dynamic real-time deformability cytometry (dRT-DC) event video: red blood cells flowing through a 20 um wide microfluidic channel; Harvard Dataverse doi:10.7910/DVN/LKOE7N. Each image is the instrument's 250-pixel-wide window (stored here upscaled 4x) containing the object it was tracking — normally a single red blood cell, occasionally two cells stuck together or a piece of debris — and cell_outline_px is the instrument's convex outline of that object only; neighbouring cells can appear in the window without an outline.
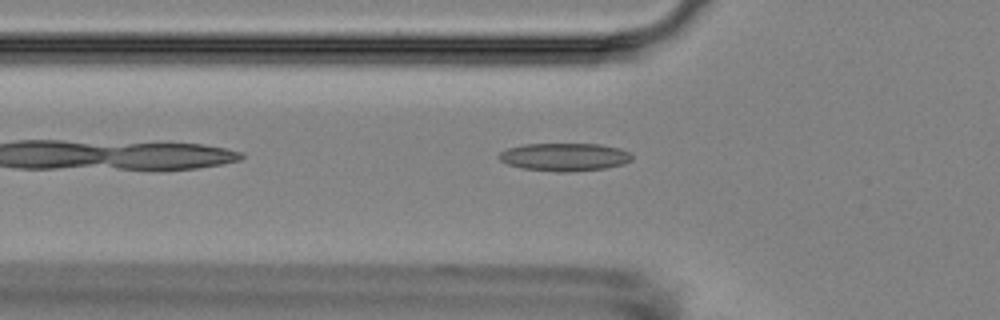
{"species": "Egyptian fruit bat (a non-hibernating species)", "species_latin": "Rousettus aegyptiacus", "temperature_condition": "room temperature", "stored_images_in_passage": 16, "segment_of_instrument_passage": [1, 2], "camera_frame_rate_fps": 3000, "um_per_image_px": 0.085, "animal": {"sex": "female"}, "frame": {"image": 1, "passage_image": 5, "time_ms": 5.667, "image_size_px": [1000, 320], "cell_outline_px": [[632, 160], [624, 164], [604, 168], [568, 172], [556, 172], [520, 168], [508, 164], [500, 160], [496, 156], [500, 152], [508, 148], [524, 144], [600, 144], [620, 148], [628, 152], [632, 156]], "centroid_in_image_um": [47.96, 13.34], "position_along_channel_um": 77.8, "area_um2": 21.73}}
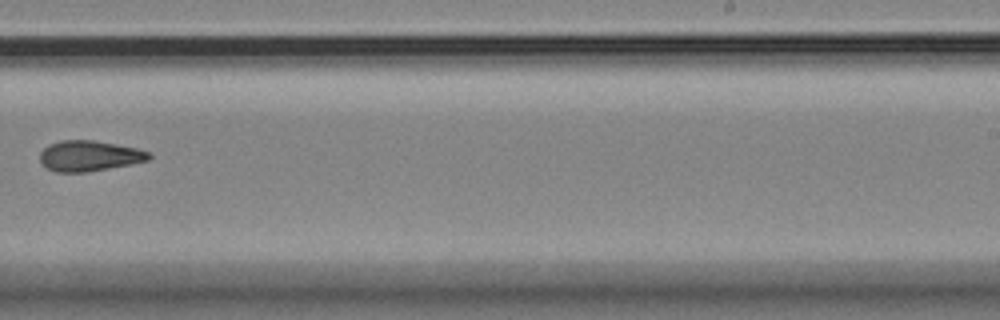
{"frame": {"image": 2, "passage_image": 10, "time_ms": 11.333, "image_size_px": [1000, 320], "cell_outline_px": [[152, 156], [148, 160], [132, 164], [88, 172], [56, 172], [48, 168], [40, 160], [40, 152], [48, 144], [60, 140], [92, 140], [116, 144], [136, 148], [148, 152]], "centroid_in_image_um": [7.58, 13.25], "position_along_channel_um": 281.4, "area_um2": 19.36}}
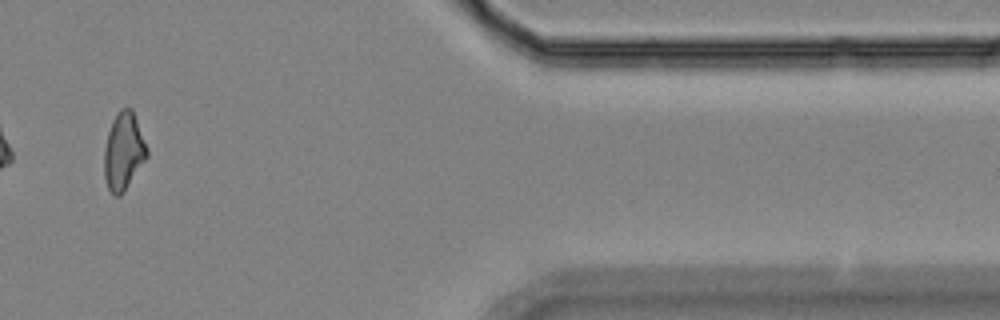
{"frame": {"image": 3, "passage_image": 13, "time_ms": 15.667, "image_size_px": [1000, 320], "cell_outline_px": [[148, 156], [120, 196], [116, 196], [108, 188], [104, 176], [104, 148], [108, 132], [112, 120], [120, 108], [132, 108], [148, 148]], "centroid_in_image_um": [10.5, 12.83], "position_along_channel_um": 400.9, "area_um2": 19.19}}